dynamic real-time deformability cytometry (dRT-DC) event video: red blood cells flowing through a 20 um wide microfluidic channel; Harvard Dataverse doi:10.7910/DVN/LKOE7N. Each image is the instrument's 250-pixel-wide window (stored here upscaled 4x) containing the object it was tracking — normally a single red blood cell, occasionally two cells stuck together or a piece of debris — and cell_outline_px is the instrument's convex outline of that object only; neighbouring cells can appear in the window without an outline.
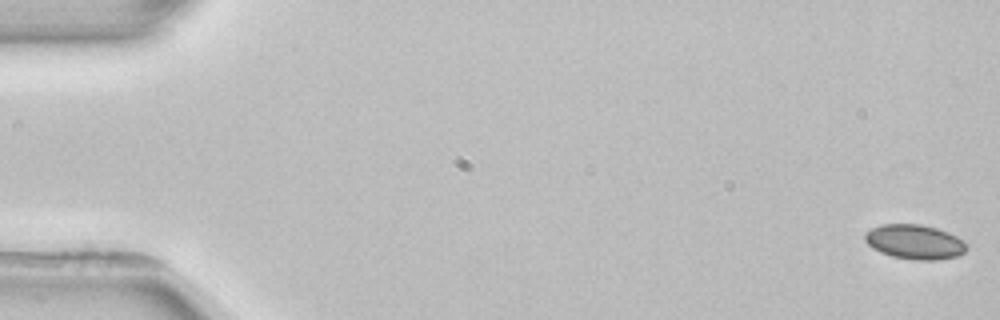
{"species": "common noctule bat (a hibernating species)", "species_latin": "Nyctalus noctula", "temperature_condition": "room temperature", "stored_images_in_passage": 5, "camera_frame_rate_fps": 3000, "um_per_image_px": 0.085, "animal": {"sex": "female", "body_mass_g": 22.7, "forearm_length_mm": 54.2}, "frame": {"image": 1, "passage_image": 1, "time_ms": 0.0, "image_size_px": [1000, 320], "cell_outline_px": [[968, 248], [964, 252], [956, 256], [936, 260], [912, 260], [892, 256], [880, 252], [872, 248], [864, 240], [864, 236], [872, 228], [880, 224], [920, 224], [936, 228], [948, 232], [964, 240], [968, 244]], "centroid_in_image_um": [77.76, 20.56], "position_along_channel_um": 7.2, "area_um2": 20.58}}
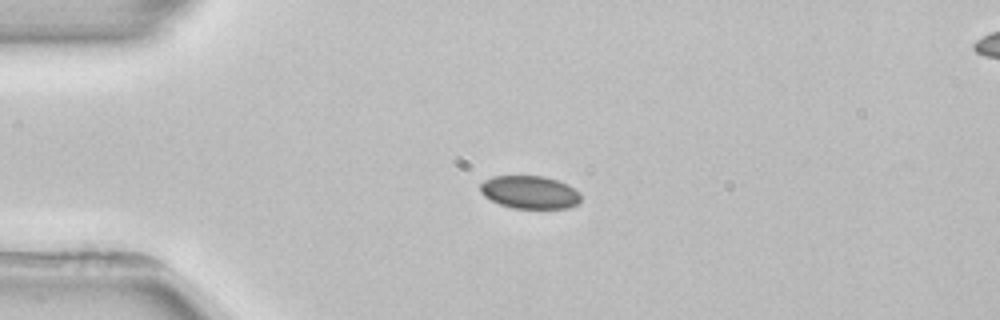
{"frame": {"image": 2, "passage_image": 3, "time_ms": 4.0, "image_size_px": [1000, 320], "cell_outline_px": [[580, 204], [568, 208], [512, 208], [500, 204], [484, 196], [480, 192], [480, 184], [484, 180], [492, 176], [544, 176], [568, 184], [580, 192]], "centroid_in_image_um": [45.04, 16.34], "position_along_channel_um": 40.0, "area_um2": 19.42}}